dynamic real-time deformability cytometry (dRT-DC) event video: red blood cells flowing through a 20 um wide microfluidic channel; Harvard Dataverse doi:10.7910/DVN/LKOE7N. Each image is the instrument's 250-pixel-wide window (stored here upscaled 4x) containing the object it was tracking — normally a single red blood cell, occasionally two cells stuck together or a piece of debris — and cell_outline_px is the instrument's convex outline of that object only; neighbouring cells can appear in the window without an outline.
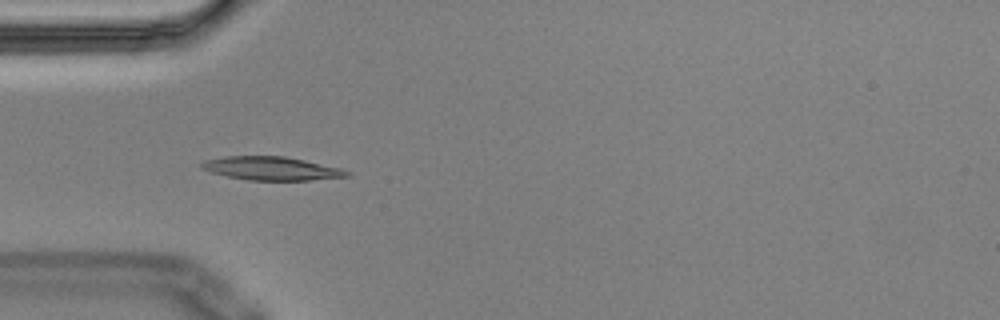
{"species": "Egyptian fruit bat (a non-hibernating species)", "species_latin": "Rousettus aegyptiacus", "temperature_condition": "cold", "stored_images_in_passage": 6, "camera_frame_rate_fps": 3000, "um_per_image_px": 0.085, "animal": {"sex": "male"}, "frame": {"image": 1, "passage_image": 5, "time_ms": 1.333, "image_size_px": [1000, 320], "cell_outline_px": [[352, 176], [312, 180], [248, 180], [228, 176], [212, 172], [200, 168], [200, 164], [204, 160], [224, 156], [284, 156], [304, 160], [340, 168], [352, 172]], "centroid_in_image_um": [23.09, 14.32], "position_along_channel_um": 61.9, "area_um2": 19.88}}